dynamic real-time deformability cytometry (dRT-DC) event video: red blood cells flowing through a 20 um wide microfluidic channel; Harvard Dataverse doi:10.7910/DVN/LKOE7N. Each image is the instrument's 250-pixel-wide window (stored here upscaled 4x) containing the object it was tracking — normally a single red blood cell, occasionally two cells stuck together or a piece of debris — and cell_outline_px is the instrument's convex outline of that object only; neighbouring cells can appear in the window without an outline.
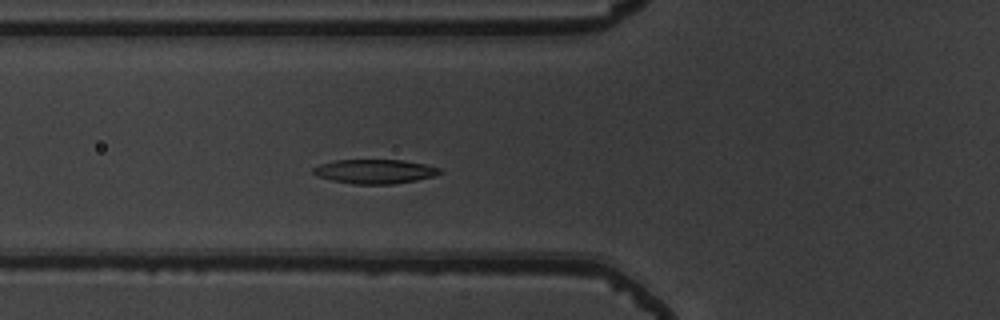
{"species": "common noctule bat (a hibernating species)", "species_latin": "Nyctalus noctula", "temperature_condition": "warm", "stored_images_in_passage": 43, "camera_frame_rate_fps": 3000, "um_per_image_px": 0.085, "animal": {"sex": "male", "body_mass_g": 19.5, "forearm_length_mm": 54.6}, "frame": {"image": 1, "passage_image": 10, "time_ms": 3.0, "image_size_px": [1000, 320], "cell_outline_px": [[444, 172], [432, 176], [416, 180], [392, 184], [352, 184], [332, 180], [320, 176], [312, 172], [312, 168], [320, 164], [336, 160], [404, 160], [424, 164], [440, 168]], "centroid_in_image_um": [31.87, 14.57], "position_along_channel_um": 93.9, "area_um2": 17.74}}
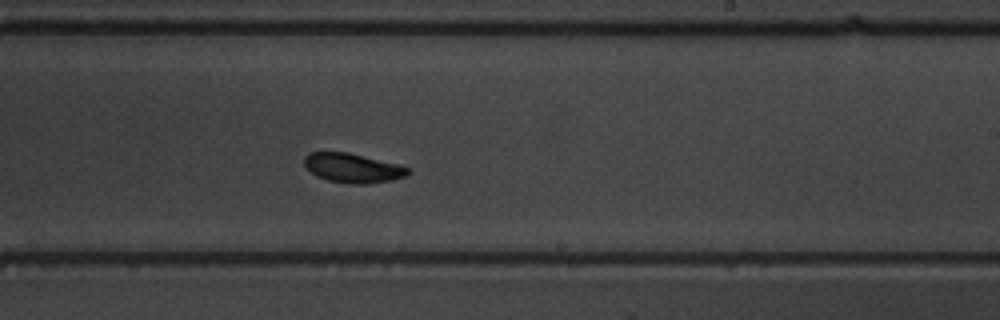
{"frame": {"image": 2, "passage_image": 23, "time_ms": 7.333, "image_size_px": [1000, 320], "cell_outline_px": [[412, 172], [408, 176], [392, 180], [368, 184], [352, 184], [328, 180], [316, 176], [304, 164], [304, 156], [308, 152], [348, 152], [396, 164], [408, 168]], "centroid_in_image_um": [29.99, 14.28], "position_along_channel_um": 259.0, "area_um2": 17.69}}
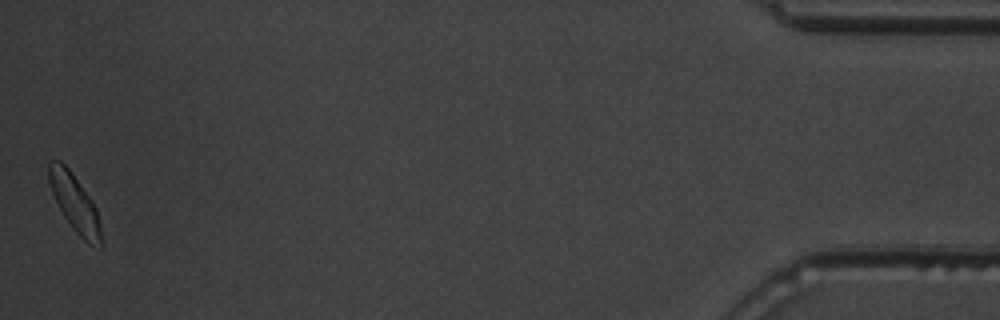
{"frame": {"image": 3, "passage_image": 43, "time_ms": 14.0, "image_size_px": [1000, 320], "cell_outline_px": [[104, 248], [100, 252], [88, 244], [72, 228], [64, 216], [52, 192], [48, 180], [48, 160], [60, 160], [68, 168], [92, 200], [96, 208], [100, 220], [104, 240]], "centroid_in_image_um": [6.43, 17.38], "position_along_channel_um": 428.8, "area_um2": 17.92}, "authors_computed_cell_mechanics": {"area_um2": 17.7446, "velocity_mm_per_s": 3.8175, "shape_relaxation_time_tau1_ms": 4.7623, "shape_relaxation_time_tau2_ms": 4.8124, "deformation_change_tau1": 0.2041, "deformation_change_tau2": 0.1038}}